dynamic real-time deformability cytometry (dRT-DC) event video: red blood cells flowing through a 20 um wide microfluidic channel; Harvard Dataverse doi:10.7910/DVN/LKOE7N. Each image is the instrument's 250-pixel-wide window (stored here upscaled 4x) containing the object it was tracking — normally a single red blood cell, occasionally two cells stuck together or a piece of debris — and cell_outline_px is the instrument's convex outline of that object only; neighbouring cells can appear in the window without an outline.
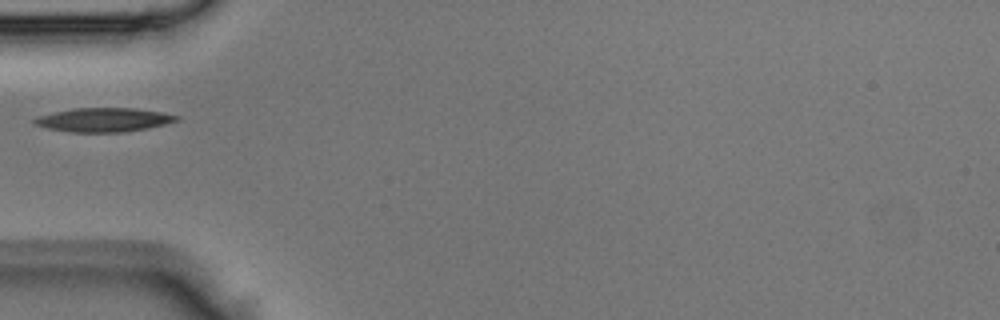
{"species": "Egyptian fruit bat (a non-hibernating species)", "species_latin": "Rousettus aegyptiacus", "temperature_condition": "room temperature", "stored_images_in_passage": 1, "camera_frame_rate_fps": 3000, "um_per_image_px": 0.085, "animal": {"sex": "male"}, "frame": {"image": 1, "passage_image": 1, "time_ms": 0.0, "image_size_px": [1000, 320], "cell_outline_px": [[180, 120], [148, 128], [124, 132], [68, 132], [48, 128], [32, 124], [32, 120], [40, 116], [72, 108], [136, 108], [160, 112], [180, 116]], "centroid_in_image_um": [8.82, 10.19], "position_along_channel_um": 76.2, "area_um2": 19.77}}